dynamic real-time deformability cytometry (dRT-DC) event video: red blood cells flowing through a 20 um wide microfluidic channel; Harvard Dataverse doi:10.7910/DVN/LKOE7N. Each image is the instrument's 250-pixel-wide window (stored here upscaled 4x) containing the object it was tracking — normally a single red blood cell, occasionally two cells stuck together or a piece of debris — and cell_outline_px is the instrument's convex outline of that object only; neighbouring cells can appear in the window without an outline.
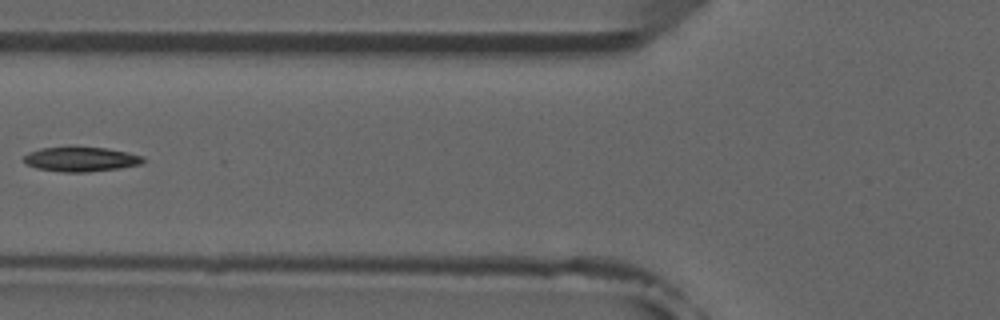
{"species": "common noctule bat (a hibernating species)", "species_latin": "Nyctalus noctula", "temperature_condition": "room temperature", "stored_images_in_passage": 6, "camera_frame_rate_fps": 3000, "um_per_image_px": 0.085, "animal": {"sex": "male", "forearm_length_mm": 52.5}, "frame": {"image": 1, "passage_image": 5, "time_ms": 5.667, "image_size_px": [1000, 320], "cell_outline_px": [[144, 160], [140, 164], [116, 168], [88, 172], [64, 172], [36, 168], [28, 164], [24, 160], [24, 156], [28, 152], [40, 148], [72, 144], [108, 148], [128, 152], [144, 156]], "centroid_in_image_um": [6.85, 13.48], "position_along_channel_um": 119.0, "area_um2": 17.69}}
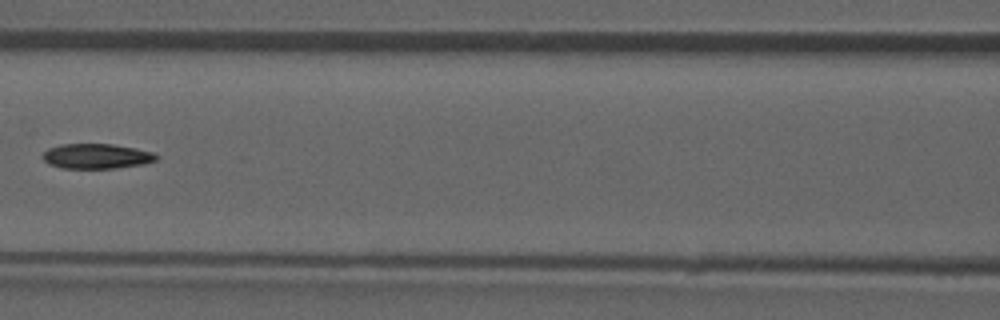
{"frame": {"image": 2, "passage_image": 6, "time_ms": 6.667, "image_size_px": [1000, 320], "cell_outline_px": [[160, 156], [156, 160], [144, 164], [116, 168], [64, 168], [48, 164], [40, 156], [48, 148], [64, 144], [112, 144], [136, 148], [152, 152]], "centroid_in_image_um": [8.21, 13.28], "position_along_channel_um": 158.4, "area_um2": 16.59}}